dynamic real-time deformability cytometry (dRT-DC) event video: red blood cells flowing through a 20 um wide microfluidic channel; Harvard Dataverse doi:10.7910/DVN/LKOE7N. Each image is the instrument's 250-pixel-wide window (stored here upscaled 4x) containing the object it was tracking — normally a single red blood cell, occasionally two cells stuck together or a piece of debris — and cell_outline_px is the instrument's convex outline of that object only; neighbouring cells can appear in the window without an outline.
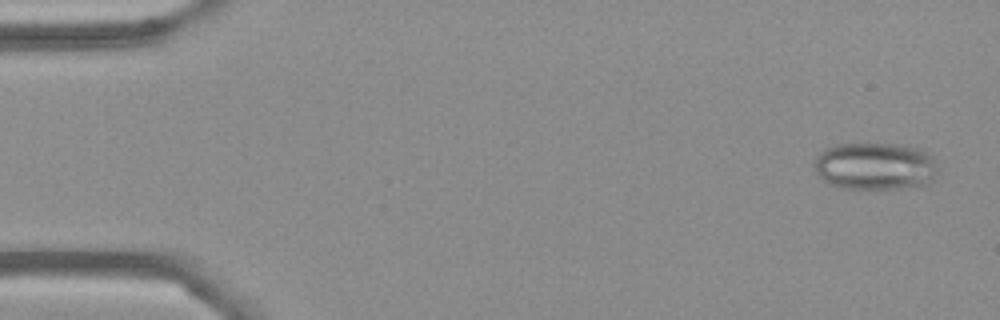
{"species": "Egyptian fruit bat (a non-hibernating species)", "species_latin": "Rousettus aegyptiacus", "temperature_condition": "cold", "stored_images_in_passage": 55, "camera_frame_rate_fps": 3000, "um_per_image_px": 0.085, "frame": {"image": 1, "passage_image": 3, "time_ms": 0.667, "image_size_px": [1000, 320], "cell_outline_px": [[940, 168], [932, 180], [928, 184], [900, 188], [844, 188], [828, 184], [820, 180], [816, 176], [812, 164], [816, 156], [824, 148], [836, 144], [868, 140], [900, 144], [920, 148], [928, 152], [932, 156]], "centroid_in_image_um": [74.34, 14.06], "position_along_channel_um": 10.7, "area_um2": 35.78}}
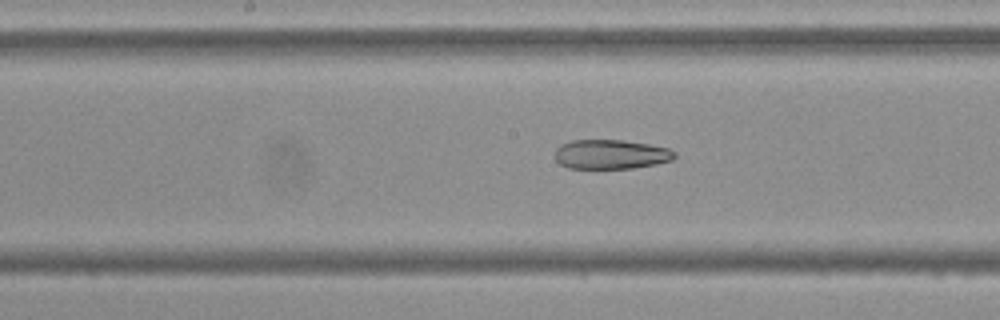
{"frame": {"image": 2, "passage_image": 28, "time_ms": 9.0, "image_size_px": [1000, 320], "cell_outline_px": [[676, 156], [672, 160], [656, 164], [632, 168], [568, 168], [560, 164], [556, 160], [556, 148], [560, 144], [572, 140], [624, 140], [672, 148], [676, 152]], "centroid_in_image_um": [51.95, 13.11], "position_along_channel_um": 196.2, "area_um2": 20.63}}
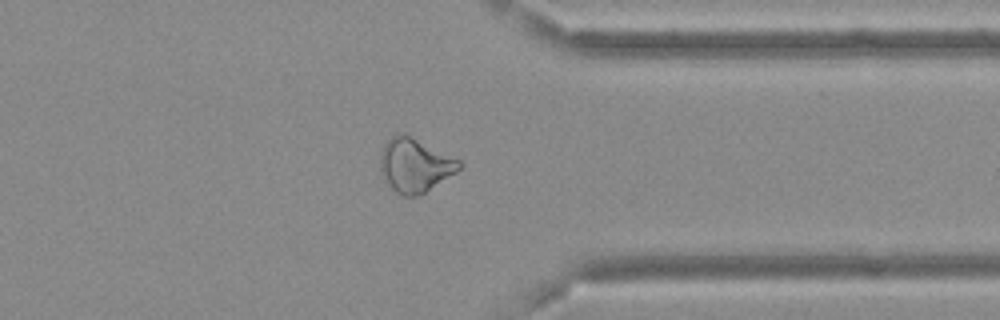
{"frame": {"image": 3, "passage_image": 43, "time_ms": 14.0, "image_size_px": [1000, 320], "cell_outline_px": [[464, 164], [456, 172], [420, 196], [404, 196], [396, 192], [392, 188], [380, 168], [380, 152], [384, 144], [392, 136], [400, 132], [412, 136], [460, 160]], "centroid_in_image_um": [35.28, 14.03], "position_along_channel_um": 376.1, "area_um2": 24.62}, "authors_computed_cell_mechanics": {"area_um2": 26.6458, "velocity_mm_per_s": 3.6978, "shape_relaxation_time_tau1_ms": null, "shape_relaxation_time_tau2_ms": 6.2286, "deformation_change_tau1": null, "deformation_change_tau2": 0.1549}}